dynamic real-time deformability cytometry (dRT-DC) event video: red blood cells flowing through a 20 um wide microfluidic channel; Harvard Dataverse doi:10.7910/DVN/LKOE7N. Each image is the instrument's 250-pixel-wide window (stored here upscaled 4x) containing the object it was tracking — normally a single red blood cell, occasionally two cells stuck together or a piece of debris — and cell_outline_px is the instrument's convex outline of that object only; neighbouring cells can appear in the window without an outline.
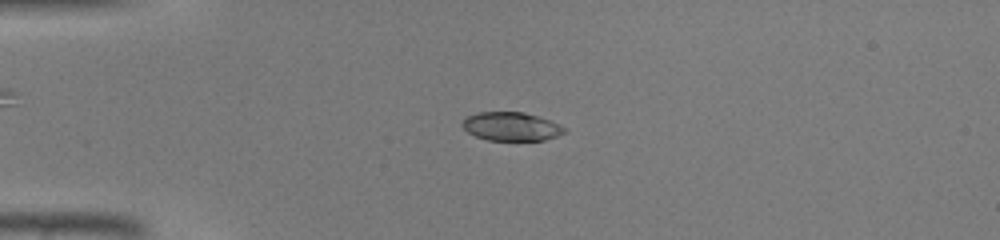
{"species": "common noctule bat (a hibernating species)", "species_latin": "Nyctalus noctula", "temperature_condition": "warm", "stored_images_in_passage": 45, "camera_frame_rate_fps": 3000, "um_per_image_px": 0.085, "animal": {"sex": "male", "body_mass_g": 19.0, "forearm_length_mm": 50.8}, "frame": {"image": 1, "passage_image": 11, "time_ms": 3.333, "image_size_px": [1000, 240], "cell_outline_px": [[568, 128], [564, 132], [556, 136], [544, 140], [488, 140], [476, 136], [468, 132], [460, 124], [468, 116], [476, 112], [524, 112], [548, 120]], "centroid_in_image_um": [43.44, 10.75], "position_along_channel_um": 41.6, "area_um2": 16.82}}
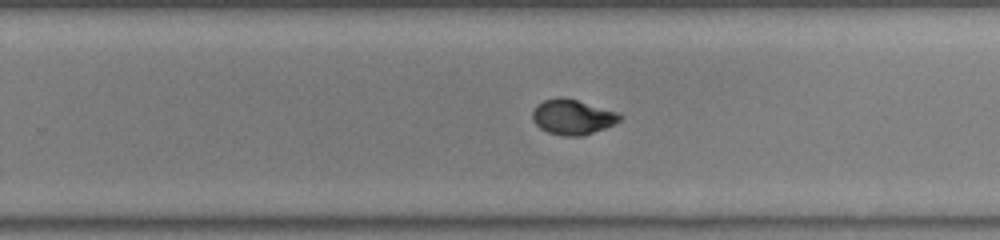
{"frame": {"image": 2, "passage_image": 29, "time_ms": 9.333, "image_size_px": [1000, 240], "cell_outline_px": [[624, 116], [620, 120], [604, 128], [580, 136], [564, 136], [548, 132], [540, 128], [532, 120], [532, 112], [536, 104], [544, 100], [560, 96], [576, 100], [620, 112]], "centroid_in_image_um": [48.65, 9.93], "position_along_channel_um": 281.1, "area_um2": 17.86}}
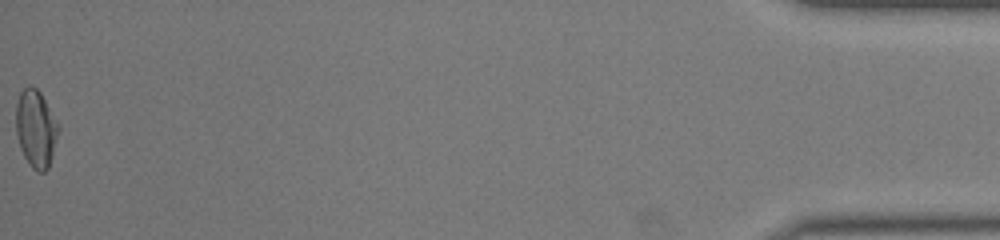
{"frame": {"image": 3, "passage_image": 45, "time_ms": 14.667, "image_size_px": [1000, 240], "cell_outline_px": [[60, 128], [52, 156], [48, 168], [44, 172], [36, 172], [28, 164], [20, 148], [16, 132], [16, 104], [20, 92], [24, 88], [36, 88], [40, 92], [60, 124]], "centroid_in_image_um": [3.06, 10.96], "position_along_channel_um": 432.1, "area_um2": 19.25}}